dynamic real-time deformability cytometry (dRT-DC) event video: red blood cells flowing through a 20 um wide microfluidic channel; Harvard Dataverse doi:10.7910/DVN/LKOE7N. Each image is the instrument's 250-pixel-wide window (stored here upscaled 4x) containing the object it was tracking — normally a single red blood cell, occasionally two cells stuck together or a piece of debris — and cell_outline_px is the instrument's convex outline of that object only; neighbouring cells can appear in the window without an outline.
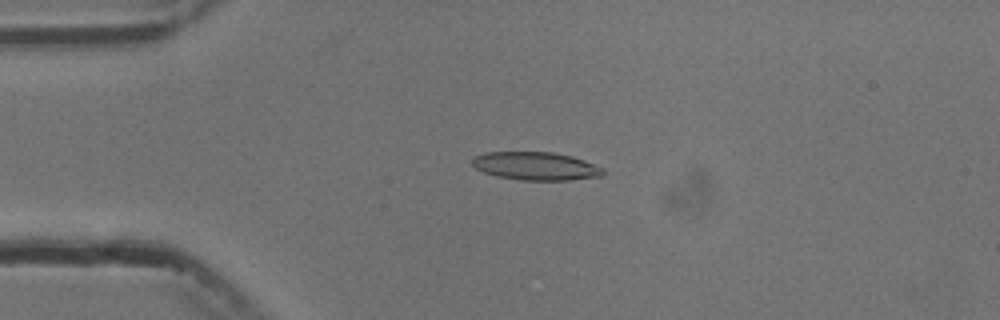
{"species": "common noctule bat (a hibernating species)", "species_latin": "Nyctalus noctula", "temperature_condition": "cold", "stored_images_in_passage": 46, "camera_frame_rate_fps": 3000, "um_per_image_px": 0.085, "animal": {"sex": "male", "body_mass_g": 13.3}, "frame": {"image": 1, "passage_image": 11, "time_ms": 3.333, "image_size_px": [1000, 320], "cell_outline_px": [[604, 176], [568, 180], [520, 180], [496, 176], [484, 172], [476, 168], [472, 164], [472, 160], [476, 156], [484, 152], [552, 152], [572, 156], [584, 160], [604, 168]], "centroid_in_image_um": [45.57, 14.12], "position_along_channel_um": 39.4, "area_um2": 21.5}}
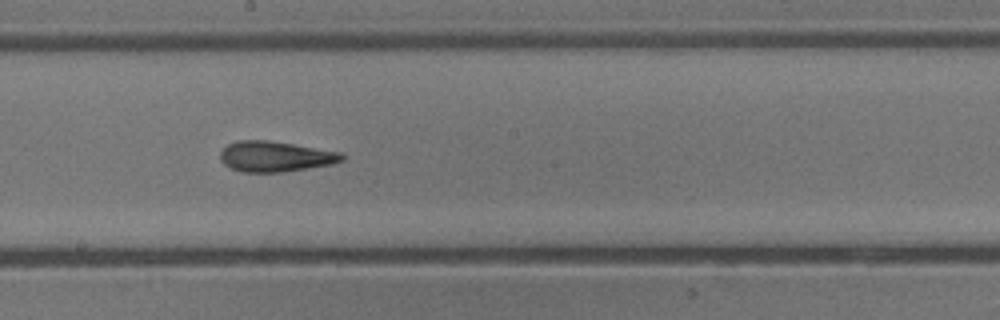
{"frame": {"image": 2, "passage_image": 28, "time_ms": 9.0, "image_size_px": [1000, 320], "cell_outline_px": [[344, 160], [332, 164], [308, 168], [280, 172], [244, 172], [232, 168], [224, 164], [220, 160], [220, 152], [228, 144], [236, 140], [268, 140], [340, 152], [344, 156]], "centroid_in_image_um": [23.38, 13.3], "position_along_channel_um": 224.8, "area_um2": 21.44}}
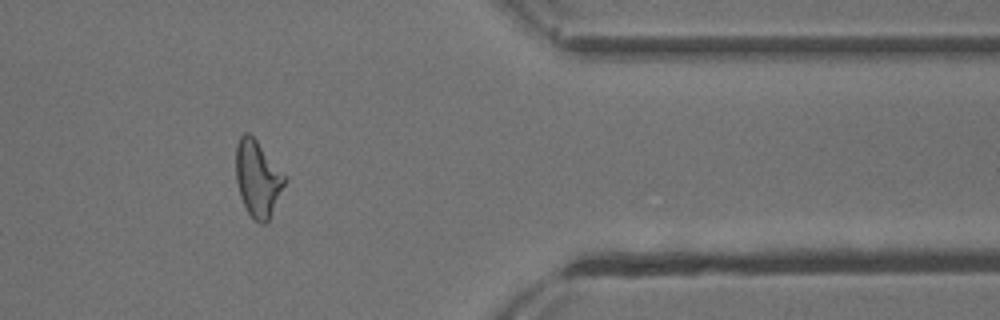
{"frame": {"image": 3, "passage_image": 43, "time_ms": 14.0, "image_size_px": [1000, 320], "cell_outline_px": [[284, 184], [268, 220], [264, 224], [260, 224], [248, 212], [240, 196], [236, 180], [236, 144], [240, 136], [244, 132], [248, 132], [256, 140], [284, 176]], "centroid_in_image_um": [21.85, 15.16], "position_along_channel_um": 389.6, "area_um2": 20.81}, "authors_computed_cell_mechanics": {"area_um2": 21.2993, "velocity_mm_per_s": 3.7531, "shape_relaxation_time_tau1_ms": 5.371, "shape_relaxation_time_tau2_ms": 3.3432, "deformation_change_tau1": 0.1861, "deformation_change_tau2": 0.1482}}